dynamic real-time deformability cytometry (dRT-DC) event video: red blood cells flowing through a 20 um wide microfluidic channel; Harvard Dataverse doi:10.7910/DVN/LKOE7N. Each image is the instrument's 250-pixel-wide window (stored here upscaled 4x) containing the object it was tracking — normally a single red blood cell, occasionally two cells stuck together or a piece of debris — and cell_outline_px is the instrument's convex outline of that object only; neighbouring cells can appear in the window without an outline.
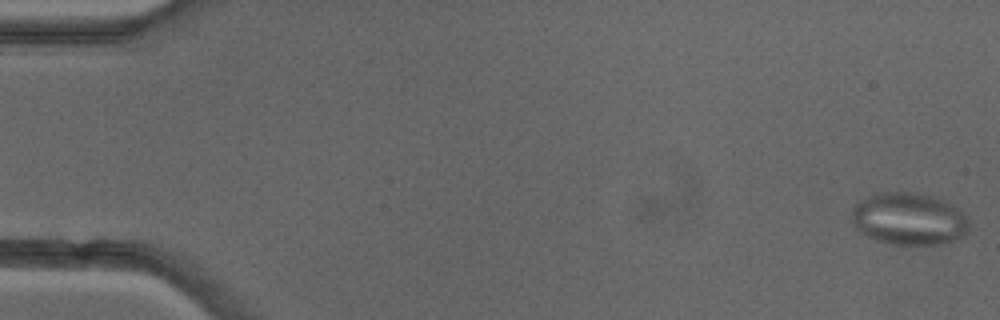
{"species": "common noctule bat (a hibernating species)", "species_latin": "Nyctalus noctula", "temperature_condition": "cold", "stored_images_in_passage": 51, "camera_frame_rate_fps": 3000, "um_per_image_px": 0.085, "animal": {"sex": "female"}, "frame": {"image": 1, "passage_image": 1, "time_ms": 0.0, "image_size_px": [1000, 320], "cell_outline_px": [[968, 232], [964, 236], [956, 240], [940, 244], [896, 244], [876, 240], [860, 232], [852, 224], [852, 208], [860, 200], [876, 192], [908, 192], [928, 196], [940, 200], [956, 208], [968, 220]], "centroid_in_image_um": [77.21, 18.62], "position_along_channel_um": 7.8, "area_um2": 35.32}, "authors_computed_cell_mechanics": {"area_um2": 28.2642, "velocity_mm_per_s": 3.9998, "shape_relaxation_time_tau1_ms": null, "shape_relaxation_time_tau2_ms": 1.6278, "deformation_change_tau1": null, "deformation_change_tau2": 0.0835}}